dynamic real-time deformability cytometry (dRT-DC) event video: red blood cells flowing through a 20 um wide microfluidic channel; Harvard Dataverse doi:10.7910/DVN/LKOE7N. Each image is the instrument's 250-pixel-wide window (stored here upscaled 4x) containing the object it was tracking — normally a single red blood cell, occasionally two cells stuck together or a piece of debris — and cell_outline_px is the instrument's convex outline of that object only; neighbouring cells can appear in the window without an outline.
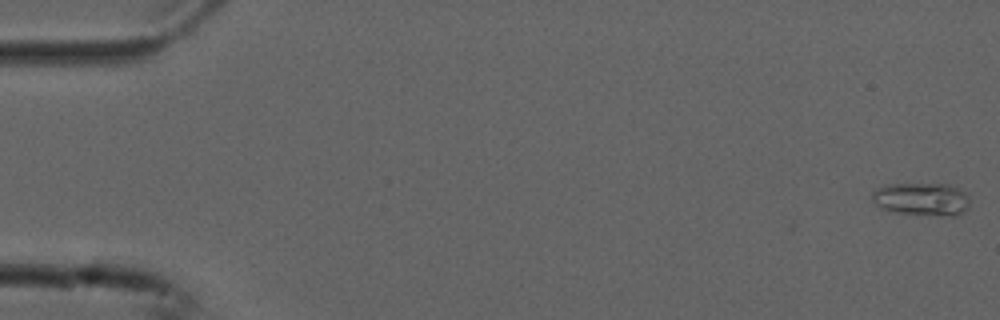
{"species": "common noctule bat (a hibernating species)", "species_latin": "Nyctalus noctula", "temperature_condition": "cold", "stored_images_in_passage": 54, "camera_frame_rate_fps": 3000, "um_per_image_px": 0.085, "animal": {"sex": "male", "forearm_length_mm": 52.5}, "frame": {"image": 1, "passage_image": 1, "time_ms": 0.0, "image_size_px": [1000, 320], "cell_outline_px": [[968, 208], [964, 212], [956, 216], [940, 216], [896, 212], [880, 208], [872, 200], [872, 192], [876, 188], [884, 184], [948, 184], [960, 188], [968, 196]], "centroid_in_image_um": [78.35, 16.92], "position_along_channel_um": 6.7, "area_um2": 18.96}}
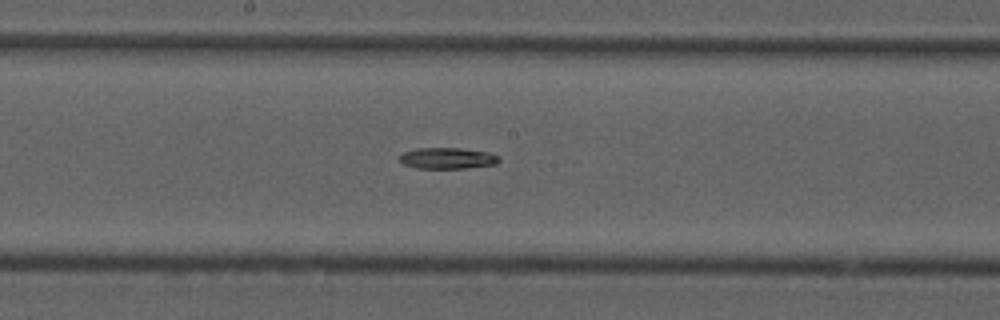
{"frame": {"image": 2, "passage_image": 29, "time_ms": 9.333, "image_size_px": [1000, 320], "cell_outline_px": [[500, 160], [496, 164], [464, 168], [416, 168], [404, 164], [400, 160], [400, 156], [404, 152], [416, 148], [460, 148], [488, 152], [500, 156]], "centroid_in_image_um": [38.05, 13.44], "position_along_channel_um": 210.1, "area_um2": 12.2}}
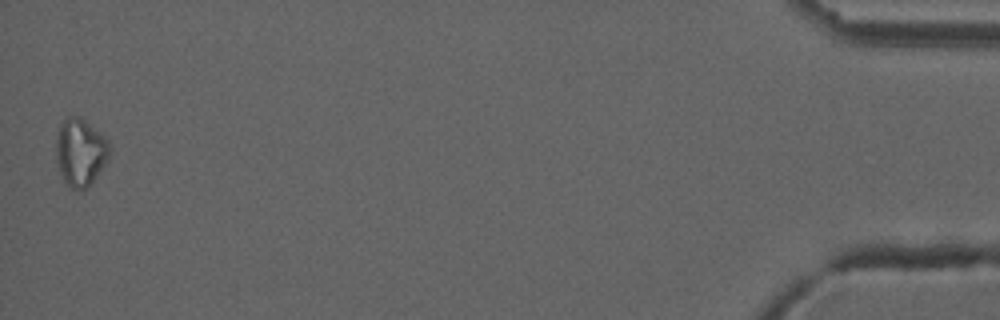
{"frame": {"image": 3, "passage_image": 54, "time_ms": 17.667, "image_size_px": [1000, 320], "cell_outline_px": [[112, 148], [104, 164], [96, 176], [80, 192], [72, 188], [64, 180], [60, 172], [56, 160], [56, 140], [60, 124], [68, 116], [80, 116], [100, 132], [108, 140]], "centroid_in_image_um": [6.83, 12.9], "position_along_channel_um": 428.4, "area_um2": 20.87}}